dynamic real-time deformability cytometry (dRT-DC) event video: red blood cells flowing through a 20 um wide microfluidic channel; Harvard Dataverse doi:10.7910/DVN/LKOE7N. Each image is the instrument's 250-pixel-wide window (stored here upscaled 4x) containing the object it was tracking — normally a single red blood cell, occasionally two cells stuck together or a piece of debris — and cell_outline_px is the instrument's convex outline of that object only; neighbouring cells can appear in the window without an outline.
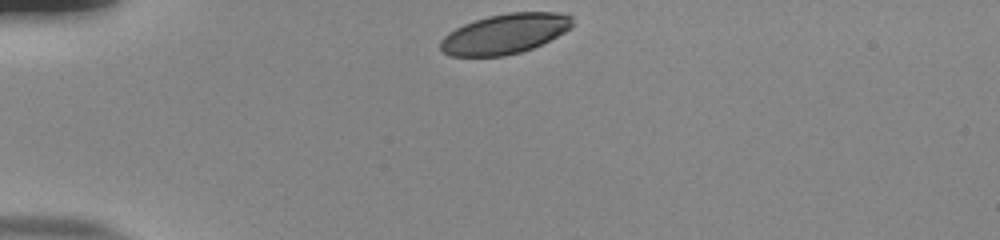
{"species": "human", "species_latin": "Homo sapiens", "temperature_condition": "room temperature", "stored_images_in_passage": 33, "camera_frame_rate_fps": 3000, "um_per_image_px": 0.085, "donor": {"sex": "male"}, "frame": {"image": 1, "passage_image": 1, "time_ms": 0.0, "image_size_px": [1000, 240], "cell_outline_px": [[572, 28], [532, 48], [520, 52], [504, 56], [448, 56], [440, 48], [440, 40], [448, 32], [464, 24], [488, 16], [508, 12], [556, 12], [572, 16]], "centroid_in_image_um": [42.89, 2.87], "position_along_channel_um": 42.1, "area_um2": 30.63}}
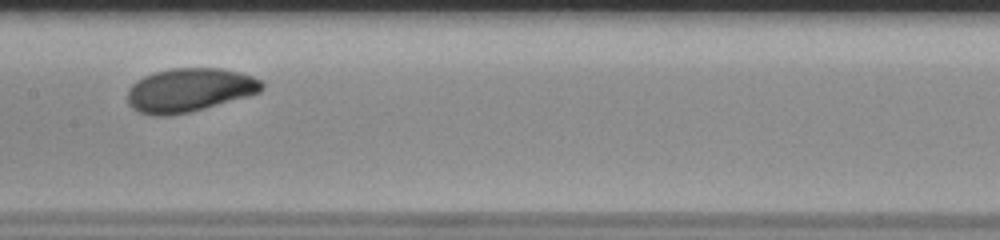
{"frame": {"image": 2, "passage_image": 16, "time_ms": 5.0, "image_size_px": [1000, 240], "cell_outline_px": [[264, 88], [260, 92], [248, 96], [204, 108], [188, 112], [168, 116], [152, 116], [140, 112], [132, 108], [128, 104], [128, 88], [136, 80], [152, 72], [172, 68], [220, 68], [240, 72], [252, 76], [260, 80], [264, 84]], "centroid_in_image_um": [16.08, 7.65], "position_along_channel_um": 191.3, "area_um2": 34.33}}
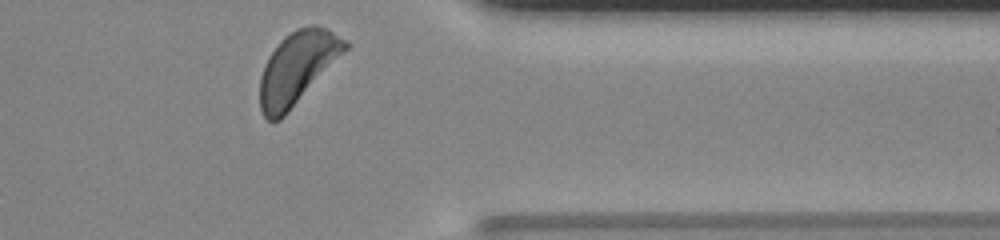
{"frame": {"image": 3, "passage_image": 32, "time_ms": 10.333, "image_size_px": [1000, 240], "cell_outline_px": [[352, 44], [288, 112], [280, 120], [268, 120], [264, 116], [260, 108], [260, 76], [264, 64], [268, 56], [280, 40], [284, 36], [296, 28], [308, 24], [316, 24], [328, 28], [348, 40]], "centroid_in_image_um": [25.29, 5.71], "position_along_channel_um": 386.1, "area_um2": 36.01}, "authors_computed_cell_mechanics": {"area_um2": 33.9864, "velocity_mm_per_s": 3.8039, "shape_relaxation_time_tau1_ms": 1.7748, "shape_relaxation_time_tau2_ms": null, "deformation_change_tau1": 0.1056, "deformation_change_tau2": null}}